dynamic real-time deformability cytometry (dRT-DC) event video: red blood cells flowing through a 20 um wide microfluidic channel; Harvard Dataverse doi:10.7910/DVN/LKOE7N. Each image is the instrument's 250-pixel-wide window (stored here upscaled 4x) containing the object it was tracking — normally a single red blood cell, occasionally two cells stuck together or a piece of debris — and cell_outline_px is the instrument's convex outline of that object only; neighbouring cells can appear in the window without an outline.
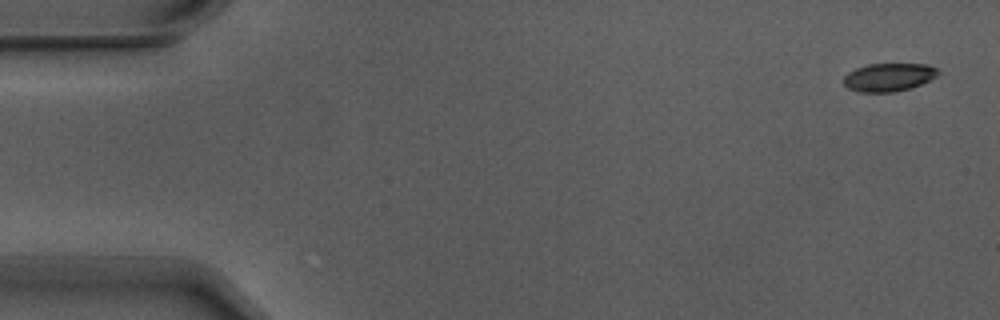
{"species": "Egyptian fruit bat (a non-hibernating species)", "species_latin": "Rousettus aegyptiacus", "temperature_condition": "warm", "stored_images_in_passage": 5, "camera_frame_rate_fps": 3000, "um_per_image_px": 0.085, "animal": {"sex": "male"}, "frame": {"image": 1, "passage_image": 1, "time_ms": 0.0, "image_size_px": [1000, 320], "cell_outline_px": [[940, 72], [936, 76], [920, 84], [908, 88], [892, 92], [860, 92], [848, 88], [844, 84], [844, 76], [848, 72], [856, 68], [868, 64], [928, 64], [936, 68]], "centroid_in_image_um": [75.52, 6.55], "position_along_channel_um": 9.5, "area_um2": 15.32}}
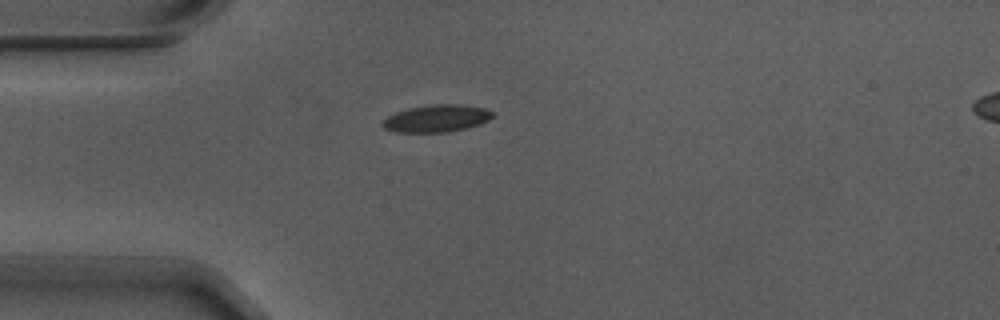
{"frame": {"image": 2, "passage_image": 4, "time_ms": 1.0, "image_size_px": [1000, 320], "cell_outline_px": [[496, 116], [480, 124], [468, 128], [448, 132], [396, 132], [384, 128], [380, 124], [388, 116], [396, 112], [408, 108], [432, 104], [460, 104], [484, 108], [492, 112]], "centroid_in_image_um": [37.13, 10.06], "position_along_channel_um": 47.9, "area_um2": 17.57}}